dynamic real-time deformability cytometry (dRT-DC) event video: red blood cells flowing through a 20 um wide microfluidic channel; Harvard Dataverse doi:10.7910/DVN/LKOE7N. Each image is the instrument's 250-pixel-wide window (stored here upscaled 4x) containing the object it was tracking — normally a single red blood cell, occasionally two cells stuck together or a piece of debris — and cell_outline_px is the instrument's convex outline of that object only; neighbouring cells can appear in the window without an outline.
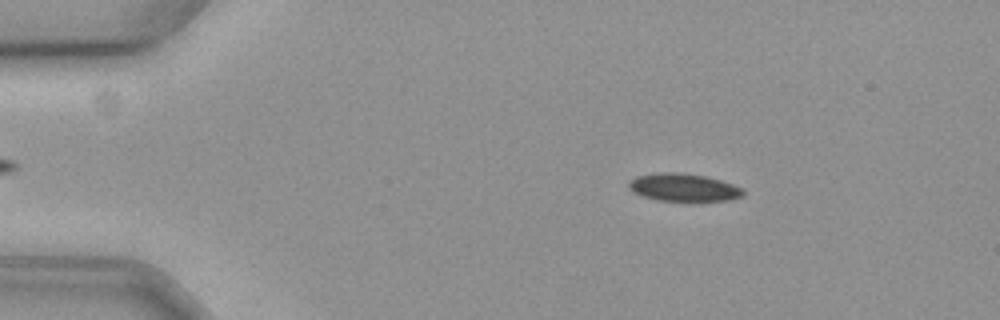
{"species": "common noctule bat (a hibernating species)", "species_latin": "Nyctalus noctula", "temperature_condition": "cold", "stored_images_in_passage": 58, "camera_frame_rate_fps": 3000, "um_per_image_px": 0.085, "animal": {"sex": "female", "body_mass_g": 19.3, "forearm_length_mm": 54.1}, "frame": {"image": 1, "passage_image": 9, "time_ms": 2.667, "image_size_px": [1000, 320], "cell_outline_px": [[744, 192], [740, 196], [728, 200], [660, 200], [644, 196], [628, 188], [628, 180], [636, 176], [664, 172], [676, 172], [704, 176], [720, 180], [744, 188]], "centroid_in_image_um": [58.08, 15.91], "position_along_channel_um": 26.9, "area_um2": 18.03}}
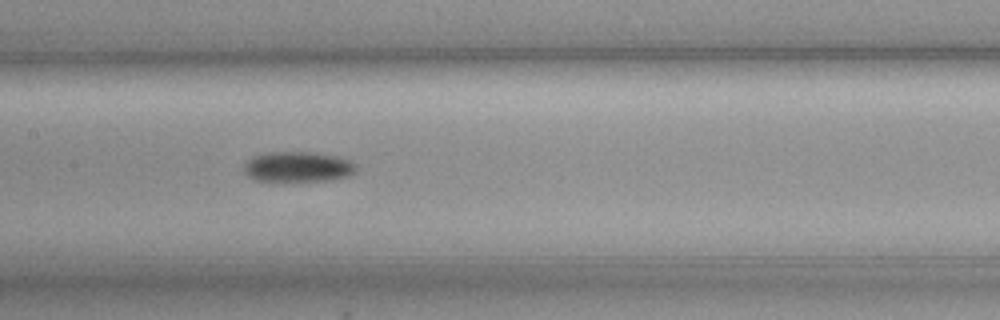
{"frame": {"image": 2, "passage_image": 28, "time_ms": 9.0, "image_size_px": [1000, 320], "cell_outline_px": [[356, 172], [348, 176], [332, 180], [256, 180], [248, 176], [244, 172], [244, 164], [252, 156], [268, 152], [312, 152], [336, 156], [348, 160], [356, 164]], "centroid_in_image_um": [25.32, 14.16], "position_along_channel_um": 182.1, "area_um2": 19.65}}
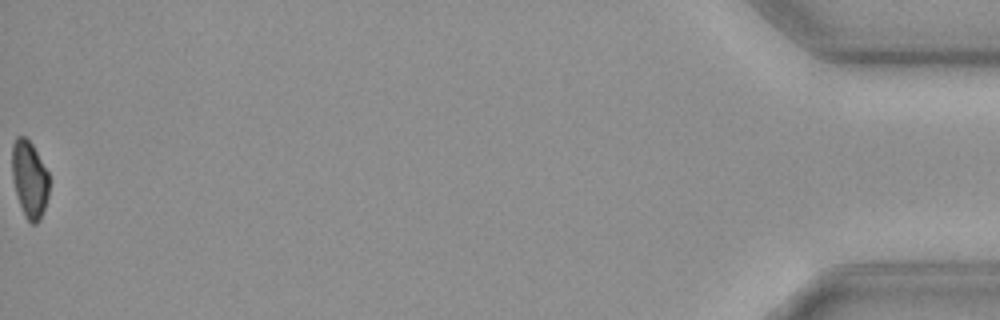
{"frame": {"image": 3, "passage_image": 58, "time_ms": 19.0, "image_size_px": [1000, 320], "cell_outline_px": [[48, 196], [40, 220], [36, 224], [32, 224], [24, 216], [16, 192], [12, 176], [12, 144], [16, 136], [24, 136], [32, 144], [48, 172]], "centroid_in_image_um": [2.5, 15.22], "position_along_channel_um": 432.7, "area_um2": 16.47}, "authors_computed_cell_mechanics": {"area_um2": 18.7272, "velocity_mm_per_s": 3.5659, "shape_relaxation_time_tau1_ms": 4.9972, "shape_relaxation_time_tau2_ms": null, "deformation_change_tau1": 0.0881, "deformation_change_tau2": null}}